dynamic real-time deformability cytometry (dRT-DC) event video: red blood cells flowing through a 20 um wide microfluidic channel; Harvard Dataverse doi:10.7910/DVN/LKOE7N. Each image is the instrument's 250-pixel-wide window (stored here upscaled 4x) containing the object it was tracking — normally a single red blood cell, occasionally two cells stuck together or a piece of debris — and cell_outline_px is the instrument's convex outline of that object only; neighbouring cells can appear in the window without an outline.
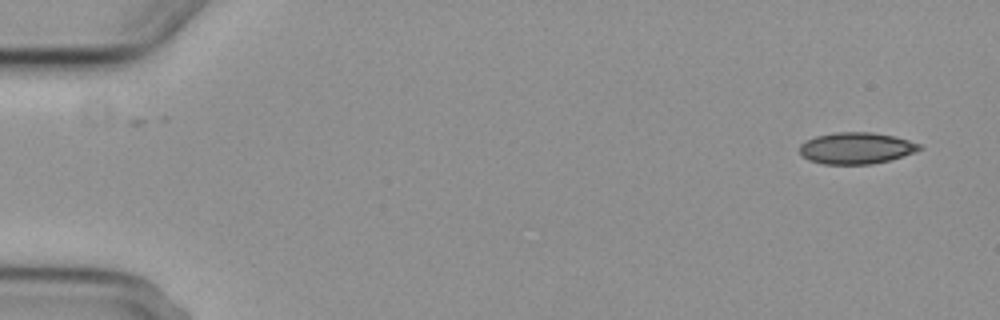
{"species": "common noctule bat (a hibernating species)", "species_latin": "Nyctalus noctula", "temperature_condition": "cold", "stored_images_in_passage": 2, "camera_frame_rate_fps": 3000, "um_per_image_px": 0.085, "animal": {"sex": "female", "body_mass_g": 29.2, "forearm_length_mm": 56.3}, "frame": {"image": 1, "passage_image": 2, "time_ms": 1.333, "image_size_px": [1000, 320], "cell_outline_px": [[924, 148], [916, 152], [888, 160], [872, 164], [824, 164], [808, 160], [800, 156], [800, 144], [804, 140], [816, 136], [836, 132], [872, 132], [892, 136], [924, 144]], "centroid_in_image_um": [72.77, 12.59], "position_along_channel_um": 12.2, "area_um2": 22.2}}